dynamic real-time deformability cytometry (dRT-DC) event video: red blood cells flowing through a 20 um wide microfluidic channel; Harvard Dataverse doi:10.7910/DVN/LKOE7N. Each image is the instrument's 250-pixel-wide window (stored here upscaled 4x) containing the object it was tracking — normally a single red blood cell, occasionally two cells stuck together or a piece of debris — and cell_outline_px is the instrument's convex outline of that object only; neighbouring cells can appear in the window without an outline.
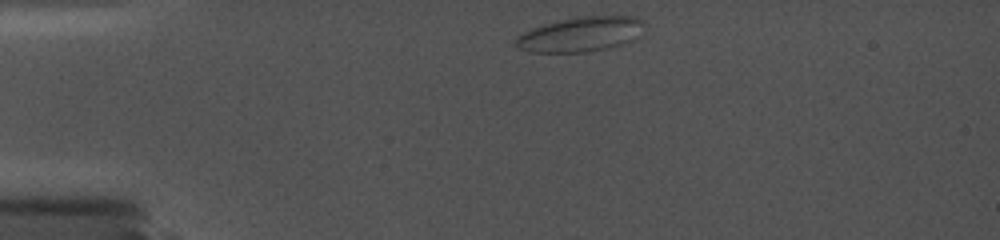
{"species": "common noctule bat (a hibernating species)", "species_latin": "Nyctalus noctula", "temperature_condition": "cold", "stored_images_in_passage": 86, "camera_frame_rate_fps": 5000, "um_per_image_px": 0.085, "animal": {"sex": "female", "body_mass_g": 19.0, "forearm_length_mm": 56.7}, "frame": {"image": 1, "passage_image": 1, "time_ms": 0.0, "image_size_px": [1000, 240], "cell_outline_px": [[644, 20], [600, 48], [580, 52], [536, 52], [520, 48], [516, 44], [516, 36], [528, 28], [556, 20], [572, 16], [636, 16]], "centroid_in_image_um": [48.9, 2.85], "position_along_channel_um": 36.1, "area_um2": 23.52}}
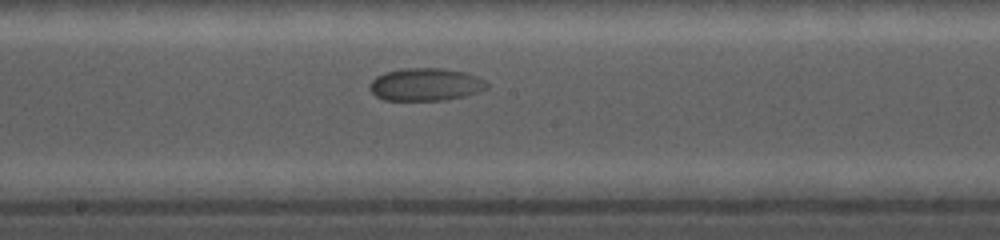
{"frame": {"image": 2, "passage_image": 39, "time_ms": 6.4, "image_size_px": [1000, 240], "cell_outline_px": [[488, 88], [464, 96], [444, 100], [384, 100], [376, 96], [368, 88], [368, 84], [376, 76], [384, 72], [400, 68], [444, 68], [464, 72], [476, 76], [484, 80], [488, 84]], "centroid_in_image_um": [36.13, 7.17], "position_along_channel_um": 212.1, "area_um2": 22.43}}
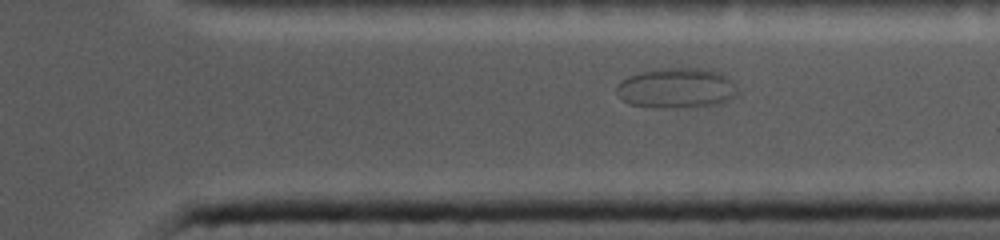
{"frame": {"image": 3, "passage_image": 62, "time_ms": 10.4, "image_size_px": [1000, 240], "cell_outline_px": [[740, 92], [732, 100], [720, 104], [672, 108], [656, 108], [628, 104], [616, 92], [616, 84], [628, 76], [640, 72], [660, 68], [704, 68], [720, 72], [728, 76], [732, 80]], "centroid_in_image_um": [57.55, 7.49], "position_along_channel_um": 353.8, "area_um2": 28.9}}